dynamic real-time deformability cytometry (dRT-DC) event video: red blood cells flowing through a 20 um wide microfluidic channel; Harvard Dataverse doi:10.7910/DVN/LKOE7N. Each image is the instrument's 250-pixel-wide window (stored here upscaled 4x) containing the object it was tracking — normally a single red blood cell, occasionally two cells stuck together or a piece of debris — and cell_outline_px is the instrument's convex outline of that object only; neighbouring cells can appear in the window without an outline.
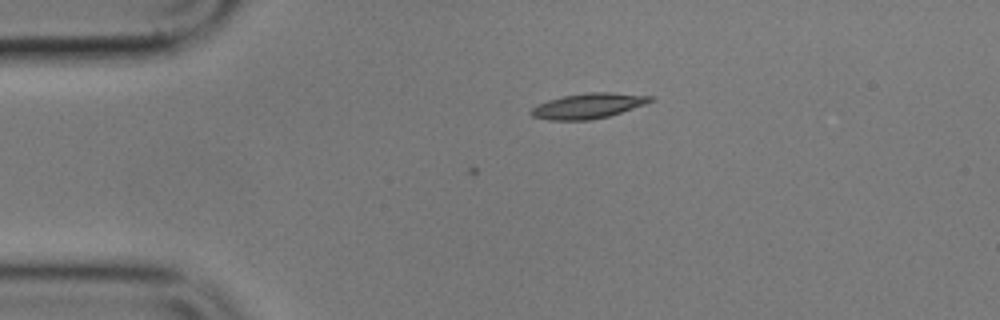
{"species": "common noctule bat (a hibernating species)", "species_latin": "Nyctalus noctula", "temperature_condition": "cold", "stored_images_in_passage": 10, "camera_frame_rate_fps": 3000, "um_per_image_px": 0.085, "animal": {"sex": "male", "body_mass_g": 17.9}, "frame": {"image": 1, "passage_image": 3, "time_ms": 3.333, "image_size_px": [1000, 320], "cell_outline_px": [[656, 100], [608, 116], [588, 120], [548, 120], [532, 116], [528, 112], [532, 108], [548, 100], [564, 96], [588, 92], [612, 92], [656, 96]], "centroid_in_image_um": [50.02, 8.99], "position_along_channel_um": 35.0, "area_um2": 17.46}}
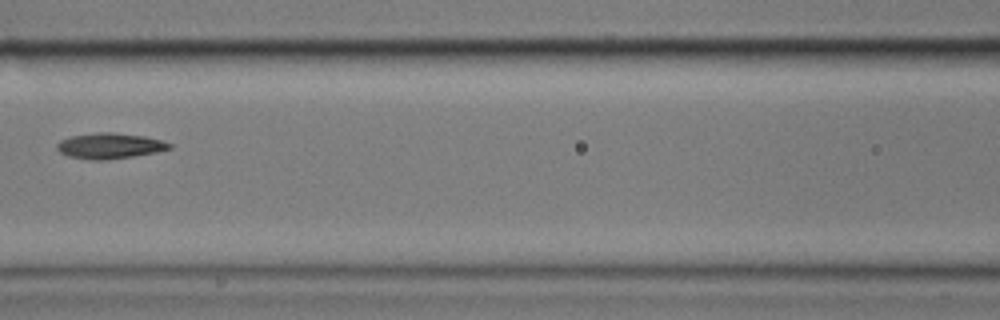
{"frame": {"image": 2, "passage_image": 7, "time_ms": 8.0, "image_size_px": [1000, 320], "cell_outline_px": [[172, 148], [156, 152], [132, 156], [104, 160], [88, 160], [68, 156], [60, 152], [56, 148], [56, 144], [60, 140], [72, 136], [100, 132], [112, 132], [144, 136], [160, 140], [172, 144]], "centroid_in_image_um": [9.3, 12.4], "position_along_channel_um": 157.3, "area_um2": 16.7}}
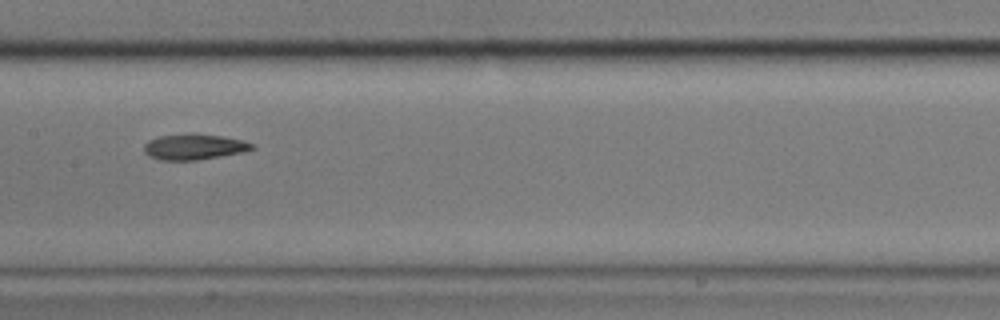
{"frame": {"image": 3, "passage_image": 8, "time_ms": 9.0, "image_size_px": [1000, 320], "cell_outline_px": [[256, 148], [244, 152], [196, 160], [160, 160], [148, 156], [144, 152], [144, 144], [148, 140], [160, 136], [220, 136], [244, 140], [256, 144]], "centroid_in_image_um": [16.53, 12.52], "position_along_channel_um": 190.9, "area_um2": 15.61}}